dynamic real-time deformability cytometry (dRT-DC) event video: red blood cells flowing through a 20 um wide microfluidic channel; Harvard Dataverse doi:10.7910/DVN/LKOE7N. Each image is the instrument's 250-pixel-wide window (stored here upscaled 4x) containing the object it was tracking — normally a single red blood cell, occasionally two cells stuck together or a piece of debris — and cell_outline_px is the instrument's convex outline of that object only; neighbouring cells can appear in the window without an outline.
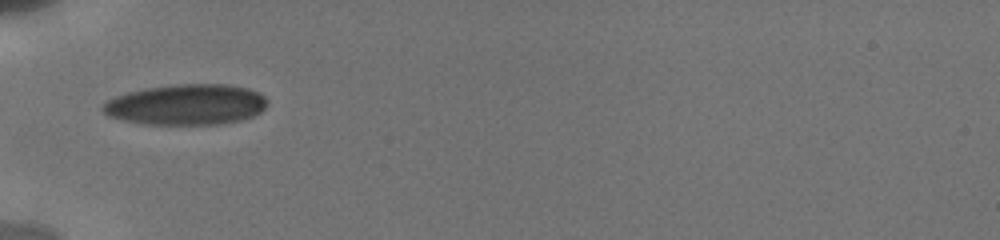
{"species": "human", "species_latin": "Homo sapiens", "temperature_condition": "cold", "stored_images_in_passage": 12, "camera_frame_rate_fps": 3000, "um_per_image_px": 0.085, "donor": {"sex": "male"}, "frame": {"image": 1, "passage_image": 1, "time_ms": 0.0, "image_size_px": [1000, 240], "cell_outline_px": [[268, 104], [260, 112], [252, 116], [240, 120], [220, 124], [148, 124], [124, 120], [108, 116], [100, 108], [108, 100], [116, 96], [128, 92], [144, 88], [180, 84], [228, 84], [248, 88], [264, 96], [268, 100]], "centroid_in_image_um": [15.85, 8.88], "position_along_channel_um": 69.2, "area_um2": 38.84}}
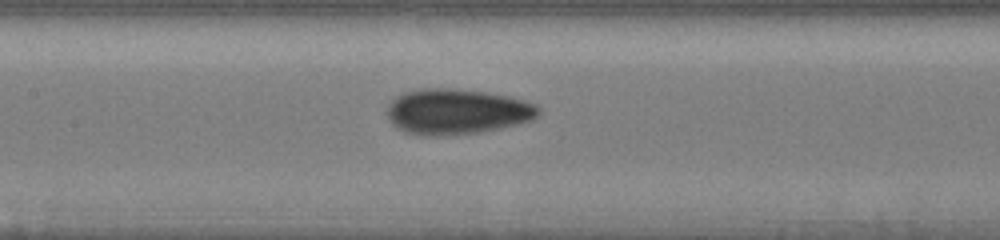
{"frame": {"image": 2, "passage_image": 8, "time_ms": 2.667, "image_size_px": [1000, 240], "cell_outline_px": [[540, 112], [532, 120], [516, 124], [480, 132], [404, 132], [396, 128], [392, 124], [388, 116], [388, 104], [396, 96], [404, 92], [420, 88], [448, 88], [488, 92], [508, 96], [524, 100], [536, 104], [540, 108]], "centroid_in_image_um": [38.86, 9.42], "position_along_channel_um": 168.5, "area_um2": 38.96}}
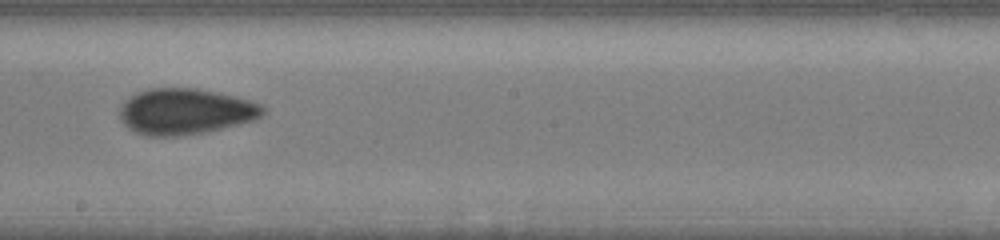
{"frame": {"image": 3, "passage_image": 11, "time_ms": 4.333, "image_size_px": [1000, 240], "cell_outline_px": [[268, 112], [256, 120], [208, 132], [180, 136], [148, 136], [136, 132], [128, 128], [120, 120], [120, 108], [124, 100], [136, 92], [148, 88], [196, 88], [236, 96], [252, 100], [264, 104], [268, 108]], "centroid_in_image_um": [15.82, 9.47], "position_along_channel_um": 232.4, "area_um2": 39.13}}